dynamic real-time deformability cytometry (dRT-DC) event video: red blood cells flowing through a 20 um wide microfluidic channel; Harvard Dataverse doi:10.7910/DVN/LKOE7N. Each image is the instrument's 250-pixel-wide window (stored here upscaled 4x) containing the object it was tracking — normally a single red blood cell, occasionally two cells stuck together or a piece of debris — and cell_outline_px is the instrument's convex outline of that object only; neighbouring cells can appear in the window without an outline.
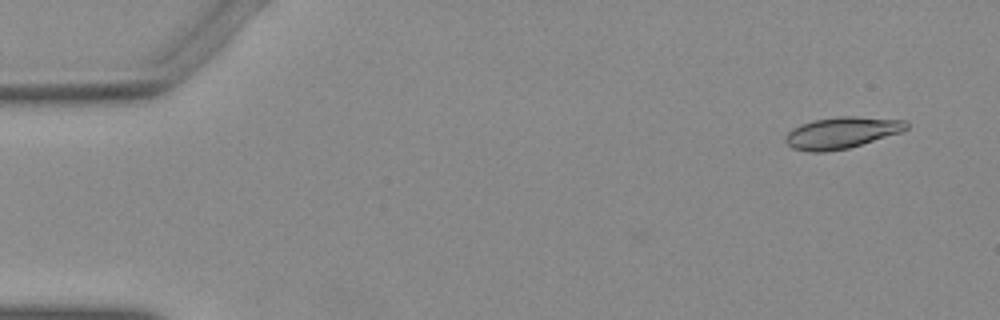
{"species": "Egyptian fruit bat (a non-hibernating species)", "species_latin": "Rousettus aegyptiacus", "temperature_condition": "warm", "stored_images_in_passage": 50, "camera_frame_rate_fps": 3000, "um_per_image_px": 0.085, "animal": {"sex": "female"}, "frame": {"image": 1, "passage_image": 4, "time_ms": 1.0, "image_size_px": [1000, 320], "cell_outline_px": [[908, 128], [900, 132], [848, 148], [824, 152], [808, 152], [792, 148], [784, 140], [784, 136], [792, 128], [800, 124], [812, 120], [840, 116], [856, 116], [904, 120], [908, 124]], "centroid_in_image_um": [71.48, 11.28], "position_along_channel_um": 13.5, "area_um2": 22.14}}
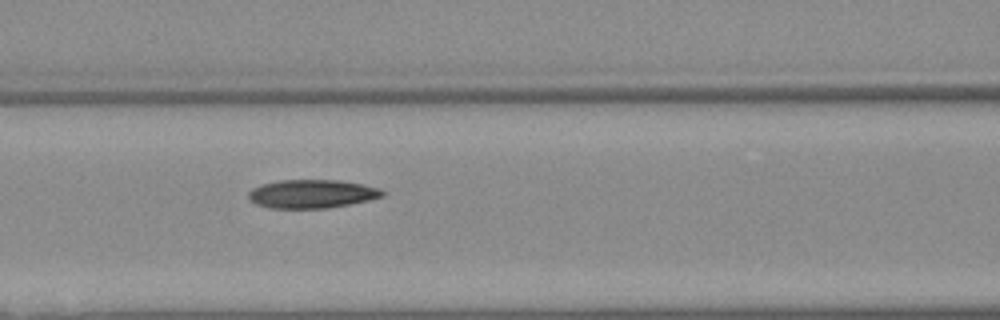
{"frame": {"image": 2, "passage_image": 23, "time_ms": 7.333, "image_size_px": [1000, 320], "cell_outline_px": [[384, 196], [368, 200], [348, 204], [324, 208], [268, 208], [256, 204], [248, 196], [248, 192], [252, 188], [264, 184], [280, 180], [340, 180], [380, 188], [384, 192]], "centroid_in_image_um": [26.5, 16.47], "position_along_channel_um": 140.1, "area_um2": 22.02}}
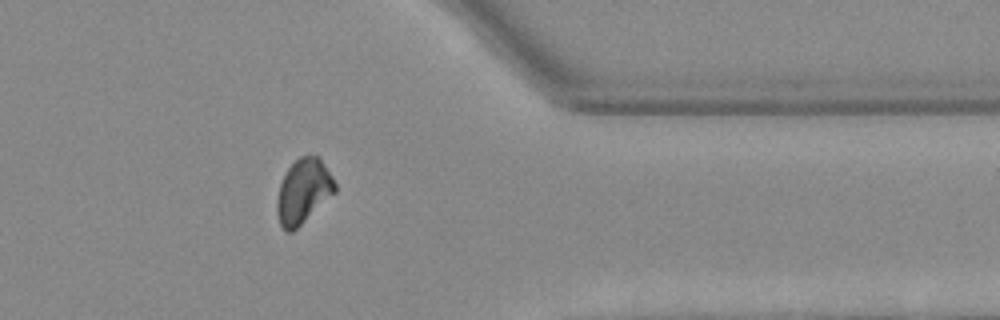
{"frame": {"image": 3, "passage_image": 43, "time_ms": 14.0, "image_size_px": [1000, 320], "cell_outline_px": [[336, 192], [292, 232], [284, 232], [280, 224], [276, 212], [276, 200], [280, 184], [288, 168], [300, 156], [320, 156], [332, 176], [336, 184]], "centroid_in_image_um": [25.78, 16.26], "position_along_channel_um": 385.6, "area_um2": 21.79}}